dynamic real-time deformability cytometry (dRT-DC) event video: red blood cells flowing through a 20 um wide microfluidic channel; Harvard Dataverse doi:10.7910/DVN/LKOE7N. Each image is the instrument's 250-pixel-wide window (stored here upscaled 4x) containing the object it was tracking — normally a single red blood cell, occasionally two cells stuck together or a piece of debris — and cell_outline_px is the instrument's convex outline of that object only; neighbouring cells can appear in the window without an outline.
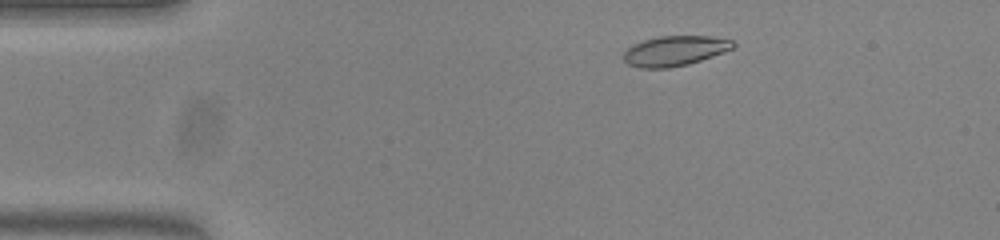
{"species": "common noctule bat (a hibernating species)", "species_latin": "Nyctalus noctula", "temperature_condition": "warm", "stored_images_in_passage": 50, "camera_frame_rate_fps": 3000, "um_per_image_px": 0.085, "animal": {"sex": "female", "body_mass_g": 23.0, "forearm_length_mm": 53.4}, "frame": {"image": 1, "passage_image": 6, "time_ms": 1.667, "image_size_px": [1000, 240], "cell_outline_px": [[736, 44], [732, 48], [724, 52], [688, 64], [668, 68], [640, 68], [628, 64], [624, 60], [624, 52], [632, 44], [644, 40], [660, 36], [712, 36], [732, 40]], "centroid_in_image_um": [57.35, 4.32], "position_along_channel_um": 27.6, "area_um2": 19.07}}
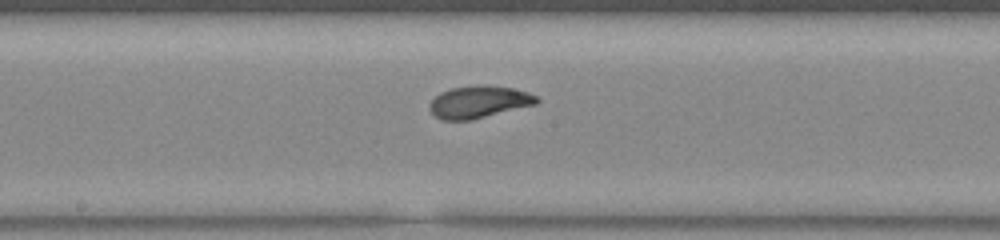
{"frame": {"image": 2, "passage_image": 25, "time_ms": 8.0, "image_size_px": [1000, 240], "cell_outline_px": [[540, 100], [536, 104], [472, 120], [440, 120], [428, 108], [428, 104], [440, 92], [452, 88], [480, 84], [484, 84], [512, 88], [528, 92], [536, 96]], "centroid_in_image_um": [40.69, 8.66], "position_along_channel_um": 207.5, "area_um2": 20.17}}
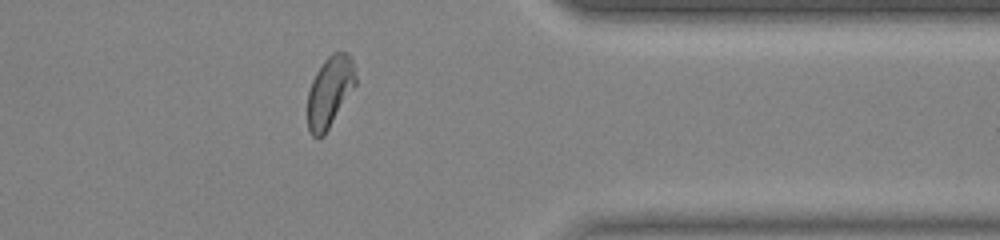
{"frame": {"image": 3, "passage_image": 40, "time_ms": 13.0, "image_size_px": [1000, 240], "cell_outline_px": [[356, 84], [324, 136], [316, 140], [312, 136], [308, 128], [308, 92], [312, 80], [316, 72], [324, 60], [332, 52], [348, 52], [352, 56], [356, 76]], "centroid_in_image_um": [28.03, 7.79], "position_along_channel_um": 383.4, "area_um2": 20.0}, "authors_computed_cell_mechanics": {"area_um2": 19.7387, "velocity_mm_per_s": 3.8043, "shape_relaxation_time_tau1_ms": 5.3188, "shape_relaxation_time_tau2_ms": 1.1658, "deformation_change_tau1": 0.1776, "deformation_change_tau2": 0.055}}